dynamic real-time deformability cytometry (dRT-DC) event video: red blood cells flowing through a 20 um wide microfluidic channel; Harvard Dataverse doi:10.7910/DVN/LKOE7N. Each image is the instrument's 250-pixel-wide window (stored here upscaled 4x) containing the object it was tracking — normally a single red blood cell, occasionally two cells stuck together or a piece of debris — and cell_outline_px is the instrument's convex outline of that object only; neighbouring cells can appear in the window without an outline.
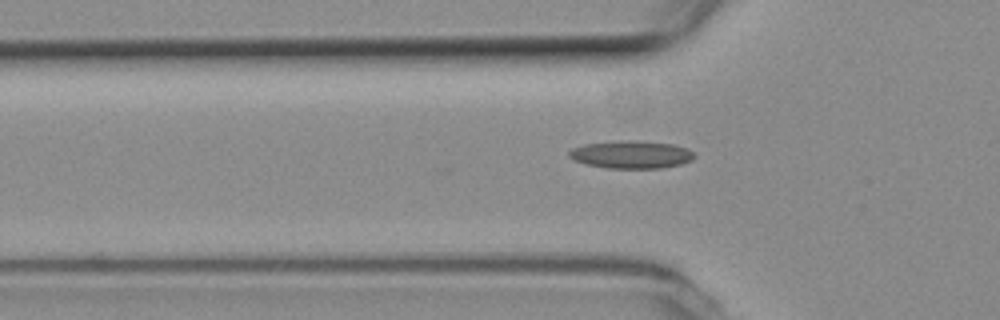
{"species": "common noctule bat (a hibernating species)", "species_latin": "Nyctalus noctula", "temperature_condition": "room temperature", "stored_images_in_passage": 13, "camera_frame_rate_fps": 3000, "um_per_image_px": 0.085, "animal": {"sex": "female", "body_mass_g": 19.3, "forearm_length_mm": 54.1}, "frame": {"image": 1, "passage_image": 6, "time_ms": 1.667, "image_size_px": [1000, 320], "cell_outline_px": [[696, 156], [692, 160], [680, 164], [660, 168], [608, 168], [588, 164], [576, 160], [568, 156], [568, 152], [572, 148], [584, 144], [620, 140], [640, 140], [676, 144], [688, 148]], "centroid_in_image_um": [53.69, 13.12], "position_along_channel_um": 72.1, "area_um2": 20.35}}
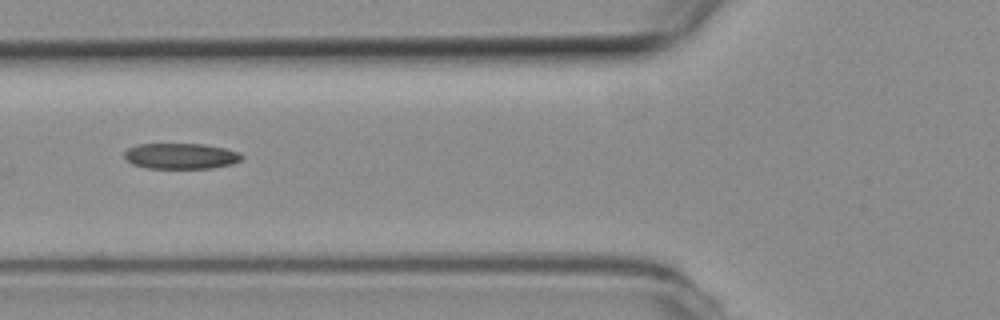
{"frame": {"image": 2, "passage_image": 9, "time_ms": 2.667, "image_size_px": [1000, 320], "cell_outline_px": [[244, 156], [240, 160], [232, 164], [212, 168], [148, 168], [132, 164], [124, 156], [124, 152], [128, 148], [136, 144], [204, 144], [224, 148], [240, 152]], "centroid_in_image_um": [15.38, 13.26], "position_along_channel_um": 110.4, "area_um2": 17.63}}
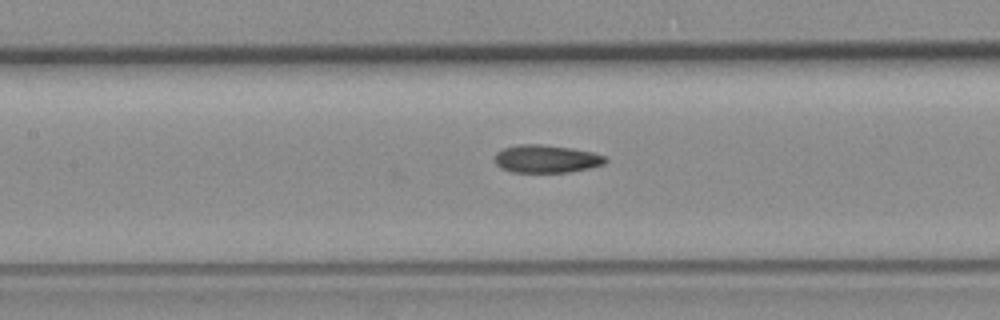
{"frame": {"image": 3, "passage_image": 13, "time_ms": 4.0, "image_size_px": [1000, 320], "cell_outline_px": [[608, 160], [604, 164], [588, 168], [568, 172], [512, 172], [500, 168], [492, 160], [496, 152], [504, 148], [520, 144], [540, 144], [572, 148], [592, 152], [608, 156]], "centroid_in_image_um": [46.42, 13.5], "position_along_channel_um": 161.0, "area_um2": 18.15}}